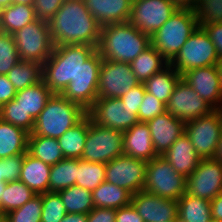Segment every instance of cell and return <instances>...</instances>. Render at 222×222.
<instances>
[{
  "instance_id": "1",
  "label": "cell",
  "mask_w": 222,
  "mask_h": 222,
  "mask_svg": "<svg viewBox=\"0 0 222 222\" xmlns=\"http://www.w3.org/2000/svg\"><path fill=\"white\" fill-rule=\"evenodd\" d=\"M48 25L54 47L74 44L98 47L102 27L84 0H65Z\"/></svg>"
},
{
  "instance_id": "2",
  "label": "cell",
  "mask_w": 222,
  "mask_h": 222,
  "mask_svg": "<svg viewBox=\"0 0 222 222\" xmlns=\"http://www.w3.org/2000/svg\"><path fill=\"white\" fill-rule=\"evenodd\" d=\"M96 51L97 47L85 44L54 47L50 57L42 64L43 81L53 93L61 94L77 77L79 67Z\"/></svg>"
},
{
  "instance_id": "3",
  "label": "cell",
  "mask_w": 222,
  "mask_h": 222,
  "mask_svg": "<svg viewBox=\"0 0 222 222\" xmlns=\"http://www.w3.org/2000/svg\"><path fill=\"white\" fill-rule=\"evenodd\" d=\"M151 45L150 36L129 22L101 28L97 51L103 59L131 63Z\"/></svg>"
},
{
  "instance_id": "4",
  "label": "cell",
  "mask_w": 222,
  "mask_h": 222,
  "mask_svg": "<svg viewBox=\"0 0 222 222\" xmlns=\"http://www.w3.org/2000/svg\"><path fill=\"white\" fill-rule=\"evenodd\" d=\"M87 115L79 104L53 93L34 122L32 133L58 139Z\"/></svg>"
},
{
  "instance_id": "5",
  "label": "cell",
  "mask_w": 222,
  "mask_h": 222,
  "mask_svg": "<svg viewBox=\"0 0 222 222\" xmlns=\"http://www.w3.org/2000/svg\"><path fill=\"white\" fill-rule=\"evenodd\" d=\"M198 26L195 10L177 9L171 18L150 36L151 45L170 62Z\"/></svg>"
},
{
  "instance_id": "6",
  "label": "cell",
  "mask_w": 222,
  "mask_h": 222,
  "mask_svg": "<svg viewBox=\"0 0 222 222\" xmlns=\"http://www.w3.org/2000/svg\"><path fill=\"white\" fill-rule=\"evenodd\" d=\"M218 58L209 35L199 25L169 64L182 75L187 70L215 65Z\"/></svg>"
},
{
  "instance_id": "7",
  "label": "cell",
  "mask_w": 222,
  "mask_h": 222,
  "mask_svg": "<svg viewBox=\"0 0 222 222\" xmlns=\"http://www.w3.org/2000/svg\"><path fill=\"white\" fill-rule=\"evenodd\" d=\"M123 131L100 126L89 116L86 144L81 159L108 163L124 154Z\"/></svg>"
},
{
  "instance_id": "8",
  "label": "cell",
  "mask_w": 222,
  "mask_h": 222,
  "mask_svg": "<svg viewBox=\"0 0 222 222\" xmlns=\"http://www.w3.org/2000/svg\"><path fill=\"white\" fill-rule=\"evenodd\" d=\"M21 60L43 64L52 54V41L48 21L36 19L12 34Z\"/></svg>"
},
{
  "instance_id": "9",
  "label": "cell",
  "mask_w": 222,
  "mask_h": 222,
  "mask_svg": "<svg viewBox=\"0 0 222 222\" xmlns=\"http://www.w3.org/2000/svg\"><path fill=\"white\" fill-rule=\"evenodd\" d=\"M144 190L166 199L178 200L186 192V177L158 155L147 163Z\"/></svg>"
},
{
  "instance_id": "10",
  "label": "cell",
  "mask_w": 222,
  "mask_h": 222,
  "mask_svg": "<svg viewBox=\"0 0 222 222\" xmlns=\"http://www.w3.org/2000/svg\"><path fill=\"white\" fill-rule=\"evenodd\" d=\"M102 61L103 58L96 51L79 67L77 77L71 80L61 94L88 111L98 98V79Z\"/></svg>"
},
{
  "instance_id": "11",
  "label": "cell",
  "mask_w": 222,
  "mask_h": 222,
  "mask_svg": "<svg viewBox=\"0 0 222 222\" xmlns=\"http://www.w3.org/2000/svg\"><path fill=\"white\" fill-rule=\"evenodd\" d=\"M221 132L222 119L217 110L185 122V133L201 159L214 158Z\"/></svg>"
},
{
  "instance_id": "12",
  "label": "cell",
  "mask_w": 222,
  "mask_h": 222,
  "mask_svg": "<svg viewBox=\"0 0 222 222\" xmlns=\"http://www.w3.org/2000/svg\"><path fill=\"white\" fill-rule=\"evenodd\" d=\"M140 81L129 63L103 59L98 79V98H121Z\"/></svg>"
},
{
  "instance_id": "13",
  "label": "cell",
  "mask_w": 222,
  "mask_h": 222,
  "mask_svg": "<svg viewBox=\"0 0 222 222\" xmlns=\"http://www.w3.org/2000/svg\"><path fill=\"white\" fill-rule=\"evenodd\" d=\"M177 9L170 0H133L129 23L151 36L171 18Z\"/></svg>"
},
{
  "instance_id": "14",
  "label": "cell",
  "mask_w": 222,
  "mask_h": 222,
  "mask_svg": "<svg viewBox=\"0 0 222 222\" xmlns=\"http://www.w3.org/2000/svg\"><path fill=\"white\" fill-rule=\"evenodd\" d=\"M147 163L145 160L129 157L125 154L120 155L106 163L105 181L127 189L132 194L143 191Z\"/></svg>"
},
{
  "instance_id": "15",
  "label": "cell",
  "mask_w": 222,
  "mask_h": 222,
  "mask_svg": "<svg viewBox=\"0 0 222 222\" xmlns=\"http://www.w3.org/2000/svg\"><path fill=\"white\" fill-rule=\"evenodd\" d=\"M222 192V163L215 158L201 159L195 171L186 177V193L213 200Z\"/></svg>"
},
{
  "instance_id": "16",
  "label": "cell",
  "mask_w": 222,
  "mask_h": 222,
  "mask_svg": "<svg viewBox=\"0 0 222 222\" xmlns=\"http://www.w3.org/2000/svg\"><path fill=\"white\" fill-rule=\"evenodd\" d=\"M87 114L94 123L121 131L139 122L137 115L120 98H97Z\"/></svg>"
},
{
  "instance_id": "17",
  "label": "cell",
  "mask_w": 222,
  "mask_h": 222,
  "mask_svg": "<svg viewBox=\"0 0 222 222\" xmlns=\"http://www.w3.org/2000/svg\"><path fill=\"white\" fill-rule=\"evenodd\" d=\"M214 109L182 78L166 104V111L184 122L210 114Z\"/></svg>"
},
{
  "instance_id": "18",
  "label": "cell",
  "mask_w": 222,
  "mask_h": 222,
  "mask_svg": "<svg viewBox=\"0 0 222 222\" xmlns=\"http://www.w3.org/2000/svg\"><path fill=\"white\" fill-rule=\"evenodd\" d=\"M131 204L144 222H167L178 217V201L170 200L145 190L132 194Z\"/></svg>"
},
{
  "instance_id": "19",
  "label": "cell",
  "mask_w": 222,
  "mask_h": 222,
  "mask_svg": "<svg viewBox=\"0 0 222 222\" xmlns=\"http://www.w3.org/2000/svg\"><path fill=\"white\" fill-rule=\"evenodd\" d=\"M181 78L214 110L218 109L222 102V87L215 65L187 70Z\"/></svg>"
},
{
  "instance_id": "20",
  "label": "cell",
  "mask_w": 222,
  "mask_h": 222,
  "mask_svg": "<svg viewBox=\"0 0 222 222\" xmlns=\"http://www.w3.org/2000/svg\"><path fill=\"white\" fill-rule=\"evenodd\" d=\"M148 124L154 150L163 155L185 132V122L167 111L146 122Z\"/></svg>"
},
{
  "instance_id": "21",
  "label": "cell",
  "mask_w": 222,
  "mask_h": 222,
  "mask_svg": "<svg viewBox=\"0 0 222 222\" xmlns=\"http://www.w3.org/2000/svg\"><path fill=\"white\" fill-rule=\"evenodd\" d=\"M133 0H84L90 14L102 26L129 22Z\"/></svg>"
},
{
  "instance_id": "22",
  "label": "cell",
  "mask_w": 222,
  "mask_h": 222,
  "mask_svg": "<svg viewBox=\"0 0 222 222\" xmlns=\"http://www.w3.org/2000/svg\"><path fill=\"white\" fill-rule=\"evenodd\" d=\"M179 173L188 177L195 171L201 158L197 155L189 136L184 132L162 155Z\"/></svg>"
},
{
  "instance_id": "23",
  "label": "cell",
  "mask_w": 222,
  "mask_h": 222,
  "mask_svg": "<svg viewBox=\"0 0 222 222\" xmlns=\"http://www.w3.org/2000/svg\"><path fill=\"white\" fill-rule=\"evenodd\" d=\"M150 133L148 124L145 122H138L123 131L124 154L147 162L157 157Z\"/></svg>"
},
{
  "instance_id": "24",
  "label": "cell",
  "mask_w": 222,
  "mask_h": 222,
  "mask_svg": "<svg viewBox=\"0 0 222 222\" xmlns=\"http://www.w3.org/2000/svg\"><path fill=\"white\" fill-rule=\"evenodd\" d=\"M50 170V165L26 152L19 180L36 194H43L49 192Z\"/></svg>"
},
{
  "instance_id": "25",
  "label": "cell",
  "mask_w": 222,
  "mask_h": 222,
  "mask_svg": "<svg viewBox=\"0 0 222 222\" xmlns=\"http://www.w3.org/2000/svg\"><path fill=\"white\" fill-rule=\"evenodd\" d=\"M53 92L47 87L43 79L25 89L16 91L14 100L20 105L26 114L35 120L44 109Z\"/></svg>"
},
{
  "instance_id": "26",
  "label": "cell",
  "mask_w": 222,
  "mask_h": 222,
  "mask_svg": "<svg viewBox=\"0 0 222 222\" xmlns=\"http://www.w3.org/2000/svg\"><path fill=\"white\" fill-rule=\"evenodd\" d=\"M29 133L0 119V159L25 154Z\"/></svg>"
},
{
  "instance_id": "27",
  "label": "cell",
  "mask_w": 222,
  "mask_h": 222,
  "mask_svg": "<svg viewBox=\"0 0 222 222\" xmlns=\"http://www.w3.org/2000/svg\"><path fill=\"white\" fill-rule=\"evenodd\" d=\"M88 127L89 115L87 114L57 139L65 158L81 159L86 144Z\"/></svg>"
},
{
  "instance_id": "28",
  "label": "cell",
  "mask_w": 222,
  "mask_h": 222,
  "mask_svg": "<svg viewBox=\"0 0 222 222\" xmlns=\"http://www.w3.org/2000/svg\"><path fill=\"white\" fill-rule=\"evenodd\" d=\"M131 199L130 191L106 181L92 191L93 205L98 208L119 209L131 204Z\"/></svg>"
},
{
  "instance_id": "29",
  "label": "cell",
  "mask_w": 222,
  "mask_h": 222,
  "mask_svg": "<svg viewBox=\"0 0 222 222\" xmlns=\"http://www.w3.org/2000/svg\"><path fill=\"white\" fill-rule=\"evenodd\" d=\"M27 152L50 166L65 159L57 139L33 133L28 136Z\"/></svg>"
},
{
  "instance_id": "30",
  "label": "cell",
  "mask_w": 222,
  "mask_h": 222,
  "mask_svg": "<svg viewBox=\"0 0 222 222\" xmlns=\"http://www.w3.org/2000/svg\"><path fill=\"white\" fill-rule=\"evenodd\" d=\"M168 65L169 62L152 45L130 63L132 72L140 83H144L152 75L162 71Z\"/></svg>"
},
{
  "instance_id": "31",
  "label": "cell",
  "mask_w": 222,
  "mask_h": 222,
  "mask_svg": "<svg viewBox=\"0 0 222 222\" xmlns=\"http://www.w3.org/2000/svg\"><path fill=\"white\" fill-rule=\"evenodd\" d=\"M181 75L169 64L162 71L152 75L143 84L146 92L167 104Z\"/></svg>"
},
{
  "instance_id": "32",
  "label": "cell",
  "mask_w": 222,
  "mask_h": 222,
  "mask_svg": "<svg viewBox=\"0 0 222 222\" xmlns=\"http://www.w3.org/2000/svg\"><path fill=\"white\" fill-rule=\"evenodd\" d=\"M36 19L33 5L11 4L3 9L0 31L12 35Z\"/></svg>"
},
{
  "instance_id": "33",
  "label": "cell",
  "mask_w": 222,
  "mask_h": 222,
  "mask_svg": "<svg viewBox=\"0 0 222 222\" xmlns=\"http://www.w3.org/2000/svg\"><path fill=\"white\" fill-rule=\"evenodd\" d=\"M178 216L186 222H213L210 201L187 194L177 200Z\"/></svg>"
},
{
  "instance_id": "34",
  "label": "cell",
  "mask_w": 222,
  "mask_h": 222,
  "mask_svg": "<svg viewBox=\"0 0 222 222\" xmlns=\"http://www.w3.org/2000/svg\"><path fill=\"white\" fill-rule=\"evenodd\" d=\"M42 64L36 61L20 60L6 74L16 91L39 83L43 78Z\"/></svg>"
},
{
  "instance_id": "35",
  "label": "cell",
  "mask_w": 222,
  "mask_h": 222,
  "mask_svg": "<svg viewBox=\"0 0 222 222\" xmlns=\"http://www.w3.org/2000/svg\"><path fill=\"white\" fill-rule=\"evenodd\" d=\"M78 159L65 158L51 166L49 192H59L76 185Z\"/></svg>"
},
{
  "instance_id": "36",
  "label": "cell",
  "mask_w": 222,
  "mask_h": 222,
  "mask_svg": "<svg viewBox=\"0 0 222 222\" xmlns=\"http://www.w3.org/2000/svg\"><path fill=\"white\" fill-rule=\"evenodd\" d=\"M4 194L0 200V213L6 215L10 211L20 208L35 195L21 180L6 183Z\"/></svg>"
},
{
  "instance_id": "37",
  "label": "cell",
  "mask_w": 222,
  "mask_h": 222,
  "mask_svg": "<svg viewBox=\"0 0 222 222\" xmlns=\"http://www.w3.org/2000/svg\"><path fill=\"white\" fill-rule=\"evenodd\" d=\"M67 213L89 214L93 208L92 191L77 185L57 192Z\"/></svg>"
},
{
  "instance_id": "38",
  "label": "cell",
  "mask_w": 222,
  "mask_h": 222,
  "mask_svg": "<svg viewBox=\"0 0 222 222\" xmlns=\"http://www.w3.org/2000/svg\"><path fill=\"white\" fill-rule=\"evenodd\" d=\"M106 164L99 162H88L78 159L76 185L86 190H95L105 181Z\"/></svg>"
},
{
  "instance_id": "39",
  "label": "cell",
  "mask_w": 222,
  "mask_h": 222,
  "mask_svg": "<svg viewBox=\"0 0 222 222\" xmlns=\"http://www.w3.org/2000/svg\"><path fill=\"white\" fill-rule=\"evenodd\" d=\"M0 119L32 133L35 120L13 99L0 107Z\"/></svg>"
},
{
  "instance_id": "40",
  "label": "cell",
  "mask_w": 222,
  "mask_h": 222,
  "mask_svg": "<svg viewBox=\"0 0 222 222\" xmlns=\"http://www.w3.org/2000/svg\"><path fill=\"white\" fill-rule=\"evenodd\" d=\"M42 194L35 195L23 206L5 215V222H41Z\"/></svg>"
},
{
  "instance_id": "41",
  "label": "cell",
  "mask_w": 222,
  "mask_h": 222,
  "mask_svg": "<svg viewBox=\"0 0 222 222\" xmlns=\"http://www.w3.org/2000/svg\"><path fill=\"white\" fill-rule=\"evenodd\" d=\"M13 35L0 31V75H6L20 61Z\"/></svg>"
},
{
  "instance_id": "42",
  "label": "cell",
  "mask_w": 222,
  "mask_h": 222,
  "mask_svg": "<svg viewBox=\"0 0 222 222\" xmlns=\"http://www.w3.org/2000/svg\"><path fill=\"white\" fill-rule=\"evenodd\" d=\"M67 211L57 192L42 194L41 222H60Z\"/></svg>"
},
{
  "instance_id": "43",
  "label": "cell",
  "mask_w": 222,
  "mask_h": 222,
  "mask_svg": "<svg viewBox=\"0 0 222 222\" xmlns=\"http://www.w3.org/2000/svg\"><path fill=\"white\" fill-rule=\"evenodd\" d=\"M195 12L199 25L222 22V0H198Z\"/></svg>"
},
{
  "instance_id": "44",
  "label": "cell",
  "mask_w": 222,
  "mask_h": 222,
  "mask_svg": "<svg viewBox=\"0 0 222 222\" xmlns=\"http://www.w3.org/2000/svg\"><path fill=\"white\" fill-rule=\"evenodd\" d=\"M164 112H166V104L152 94L145 92L137 113L138 121L146 123Z\"/></svg>"
},
{
  "instance_id": "45",
  "label": "cell",
  "mask_w": 222,
  "mask_h": 222,
  "mask_svg": "<svg viewBox=\"0 0 222 222\" xmlns=\"http://www.w3.org/2000/svg\"><path fill=\"white\" fill-rule=\"evenodd\" d=\"M25 154L3 158L4 180L6 183L19 180Z\"/></svg>"
},
{
  "instance_id": "46",
  "label": "cell",
  "mask_w": 222,
  "mask_h": 222,
  "mask_svg": "<svg viewBox=\"0 0 222 222\" xmlns=\"http://www.w3.org/2000/svg\"><path fill=\"white\" fill-rule=\"evenodd\" d=\"M65 0H35L33 8L38 19L49 21Z\"/></svg>"
},
{
  "instance_id": "47",
  "label": "cell",
  "mask_w": 222,
  "mask_h": 222,
  "mask_svg": "<svg viewBox=\"0 0 222 222\" xmlns=\"http://www.w3.org/2000/svg\"><path fill=\"white\" fill-rule=\"evenodd\" d=\"M146 92L145 86L143 83L133 87L130 91L121 96L123 104L126 105L129 109H132V113L137 115L139 107L143 102V97Z\"/></svg>"
},
{
  "instance_id": "48",
  "label": "cell",
  "mask_w": 222,
  "mask_h": 222,
  "mask_svg": "<svg viewBox=\"0 0 222 222\" xmlns=\"http://www.w3.org/2000/svg\"><path fill=\"white\" fill-rule=\"evenodd\" d=\"M209 35L214 44L219 58L222 57V22L200 24Z\"/></svg>"
},
{
  "instance_id": "49",
  "label": "cell",
  "mask_w": 222,
  "mask_h": 222,
  "mask_svg": "<svg viewBox=\"0 0 222 222\" xmlns=\"http://www.w3.org/2000/svg\"><path fill=\"white\" fill-rule=\"evenodd\" d=\"M115 222H144L132 204L115 209Z\"/></svg>"
},
{
  "instance_id": "50",
  "label": "cell",
  "mask_w": 222,
  "mask_h": 222,
  "mask_svg": "<svg viewBox=\"0 0 222 222\" xmlns=\"http://www.w3.org/2000/svg\"><path fill=\"white\" fill-rule=\"evenodd\" d=\"M87 222H115V209L94 207L87 214Z\"/></svg>"
},
{
  "instance_id": "51",
  "label": "cell",
  "mask_w": 222,
  "mask_h": 222,
  "mask_svg": "<svg viewBox=\"0 0 222 222\" xmlns=\"http://www.w3.org/2000/svg\"><path fill=\"white\" fill-rule=\"evenodd\" d=\"M16 90L6 75H0V107L14 99Z\"/></svg>"
},
{
  "instance_id": "52",
  "label": "cell",
  "mask_w": 222,
  "mask_h": 222,
  "mask_svg": "<svg viewBox=\"0 0 222 222\" xmlns=\"http://www.w3.org/2000/svg\"><path fill=\"white\" fill-rule=\"evenodd\" d=\"M213 222H222V192L210 201Z\"/></svg>"
},
{
  "instance_id": "53",
  "label": "cell",
  "mask_w": 222,
  "mask_h": 222,
  "mask_svg": "<svg viewBox=\"0 0 222 222\" xmlns=\"http://www.w3.org/2000/svg\"><path fill=\"white\" fill-rule=\"evenodd\" d=\"M178 9L195 10L198 0H170Z\"/></svg>"
},
{
  "instance_id": "54",
  "label": "cell",
  "mask_w": 222,
  "mask_h": 222,
  "mask_svg": "<svg viewBox=\"0 0 222 222\" xmlns=\"http://www.w3.org/2000/svg\"><path fill=\"white\" fill-rule=\"evenodd\" d=\"M60 222H87V214L67 213Z\"/></svg>"
},
{
  "instance_id": "55",
  "label": "cell",
  "mask_w": 222,
  "mask_h": 222,
  "mask_svg": "<svg viewBox=\"0 0 222 222\" xmlns=\"http://www.w3.org/2000/svg\"><path fill=\"white\" fill-rule=\"evenodd\" d=\"M214 158L222 163V132H221V136L217 145V150H216Z\"/></svg>"
},
{
  "instance_id": "56",
  "label": "cell",
  "mask_w": 222,
  "mask_h": 222,
  "mask_svg": "<svg viewBox=\"0 0 222 222\" xmlns=\"http://www.w3.org/2000/svg\"><path fill=\"white\" fill-rule=\"evenodd\" d=\"M216 68H217V72H218V76H219V80H220V84L222 87V57L218 58L217 63L215 64Z\"/></svg>"
},
{
  "instance_id": "57",
  "label": "cell",
  "mask_w": 222,
  "mask_h": 222,
  "mask_svg": "<svg viewBox=\"0 0 222 222\" xmlns=\"http://www.w3.org/2000/svg\"><path fill=\"white\" fill-rule=\"evenodd\" d=\"M35 0H11V4L34 5Z\"/></svg>"
},
{
  "instance_id": "58",
  "label": "cell",
  "mask_w": 222,
  "mask_h": 222,
  "mask_svg": "<svg viewBox=\"0 0 222 222\" xmlns=\"http://www.w3.org/2000/svg\"><path fill=\"white\" fill-rule=\"evenodd\" d=\"M11 5V0H0V18L3 12V9Z\"/></svg>"
},
{
  "instance_id": "59",
  "label": "cell",
  "mask_w": 222,
  "mask_h": 222,
  "mask_svg": "<svg viewBox=\"0 0 222 222\" xmlns=\"http://www.w3.org/2000/svg\"><path fill=\"white\" fill-rule=\"evenodd\" d=\"M0 182H5L4 170H3V159H0Z\"/></svg>"
},
{
  "instance_id": "60",
  "label": "cell",
  "mask_w": 222,
  "mask_h": 222,
  "mask_svg": "<svg viewBox=\"0 0 222 222\" xmlns=\"http://www.w3.org/2000/svg\"><path fill=\"white\" fill-rule=\"evenodd\" d=\"M6 187V182H0V200H1V196L2 194H4V189Z\"/></svg>"
},
{
  "instance_id": "61",
  "label": "cell",
  "mask_w": 222,
  "mask_h": 222,
  "mask_svg": "<svg viewBox=\"0 0 222 222\" xmlns=\"http://www.w3.org/2000/svg\"><path fill=\"white\" fill-rule=\"evenodd\" d=\"M217 111L220 113L221 119H222V102L220 106L218 107Z\"/></svg>"
},
{
  "instance_id": "62",
  "label": "cell",
  "mask_w": 222,
  "mask_h": 222,
  "mask_svg": "<svg viewBox=\"0 0 222 222\" xmlns=\"http://www.w3.org/2000/svg\"><path fill=\"white\" fill-rule=\"evenodd\" d=\"M0 222H5V215L0 213Z\"/></svg>"
},
{
  "instance_id": "63",
  "label": "cell",
  "mask_w": 222,
  "mask_h": 222,
  "mask_svg": "<svg viewBox=\"0 0 222 222\" xmlns=\"http://www.w3.org/2000/svg\"><path fill=\"white\" fill-rule=\"evenodd\" d=\"M178 219V222H186V221H183L179 216L177 217Z\"/></svg>"
},
{
  "instance_id": "64",
  "label": "cell",
  "mask_w": 222,
  "mask_h": 222,
  "mask_svg": "<svg viewBox=\"0 0 222 222\" xmlns=\"http://www.w3.org/2000/svg\"><path fill=\"white\" fill-rule=\"evenodd\" d=\"M167 222H178V219H175L173 221H167Z\"/></svg>"
}]
</instances>
